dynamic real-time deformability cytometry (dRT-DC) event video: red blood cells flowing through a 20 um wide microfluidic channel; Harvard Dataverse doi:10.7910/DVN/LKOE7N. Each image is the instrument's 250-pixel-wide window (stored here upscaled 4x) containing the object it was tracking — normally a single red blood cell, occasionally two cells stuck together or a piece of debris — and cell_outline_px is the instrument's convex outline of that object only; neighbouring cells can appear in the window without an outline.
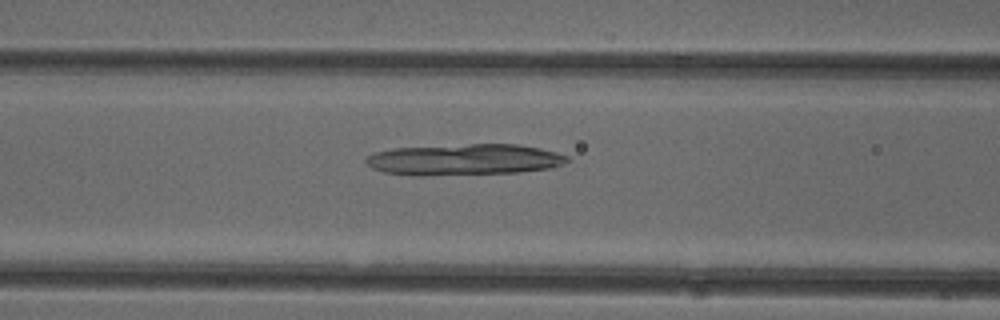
{"species": "common noctule bat (a hibernating species)", "species_latin": "Nyctalus noctula", "temperature_condition": "cold", "stored_images_in_passage": 50, "camera_frame_rate_fps": 3000, "um_per_image_px": 0.085, "animal": {"sex": "female"}, "frame": {"image": 1, "passage_image": 20, "time_ms": 6.333, "image_size_px": [1000, 320], "cell_outline_px": [[572, 160], [552, 168], [520, 172], [424, 176], [412, 176], [384, 172], [372, 168], [364, 160], [368, 156], [376, 152], [392, 148], [472, 144], [516, 144], [540, 148], [556, 152], [568, 156]], "centroid_in_image_um": [39.48, 13.57], "position_along_channel_um": 127.1, "area_um2": 36.82}}
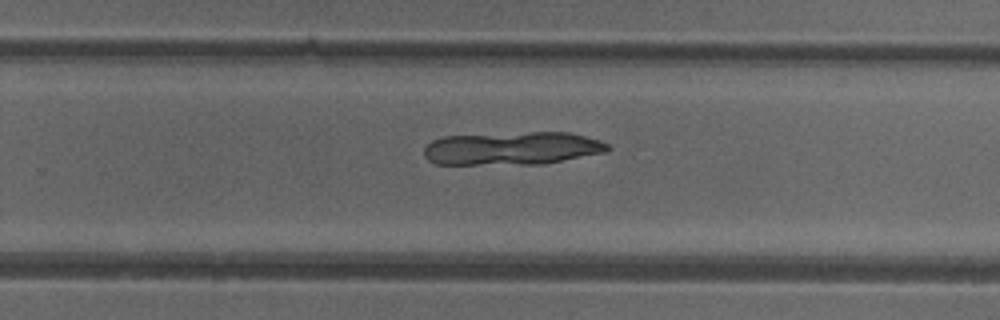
{"frame": {"image": 2, "passage_image": 32, "time_ms": 10.333, "image_size_px": [1000, 320], "cell_outline_px": [[612, 148], [608, 152], [544, 164], [436, 164], [428, 160], [424, 156], [424, 148], [432, 140], [444, 136], [532, 132], [568, 132], [600, 140], [608, 144]], "centroid_in_image_um": [43.57, 12.61], "position_along_channel_um": 286.2, "area_um2": 35.6}}
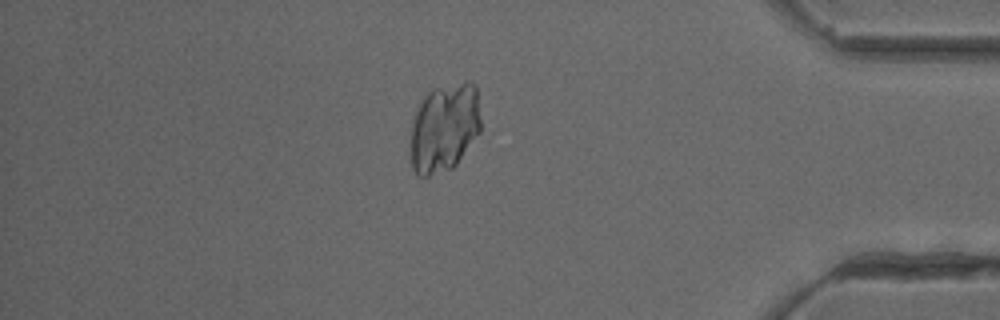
{"frame": {"image": 3, "passage_image": 43, "time_ms": 14.0, "image_size_px": [1000, 320], "cell_outline_px": [[480, 132], [456, 164], [452, 168], [428, 176], [416, 176], [412, 168], [408, 132], [416, 108], [420, 100], [432, 88], [464, 80], [468, 80], [476, 84], [480, 116]], "centroid_in_image_um": [37.72, 10.82], "position_along_channel_um": 397.5, "area_um2": 37.4}}